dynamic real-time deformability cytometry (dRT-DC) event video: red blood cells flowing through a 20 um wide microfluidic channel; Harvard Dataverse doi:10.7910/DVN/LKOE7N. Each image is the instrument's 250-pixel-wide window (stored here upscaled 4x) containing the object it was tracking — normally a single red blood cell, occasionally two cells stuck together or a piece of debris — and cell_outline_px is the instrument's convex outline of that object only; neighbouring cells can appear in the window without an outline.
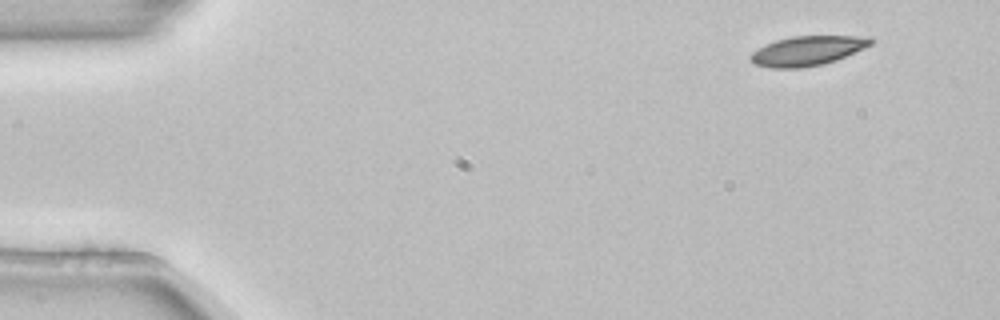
{"species": "common noctule bat (a hibernating species)", "species_latin": "Nyctalus noctula", "temperature_condition": "room temperature", "stored_images_in_passage": 4, "segment_of_instrument_passage": [1, 2], "camera_frame_rate_fps": 3000, "um_per_image_px": 0.085, "animal": {"sex": "female", "body_mass_g": 22.7, "forearm_length_mm": 54.2}, "frame": {"image": 1, "passage_image": 1, "time_ms": 0.0, "image_size_px": [1000, 320], "cell_outline_px": [[872, 44], [864, 48], [836, 60], [824, 64], [800, 68], [772, 68], [756, 64], [748, 56], [752, 52], [764, 44], [776, 40], [792, 36], [872, 36]], "centroid_in_image_um": [68.63, 4.31], "position_along_channel_um": 16.4, "area_um2": 20.69}}